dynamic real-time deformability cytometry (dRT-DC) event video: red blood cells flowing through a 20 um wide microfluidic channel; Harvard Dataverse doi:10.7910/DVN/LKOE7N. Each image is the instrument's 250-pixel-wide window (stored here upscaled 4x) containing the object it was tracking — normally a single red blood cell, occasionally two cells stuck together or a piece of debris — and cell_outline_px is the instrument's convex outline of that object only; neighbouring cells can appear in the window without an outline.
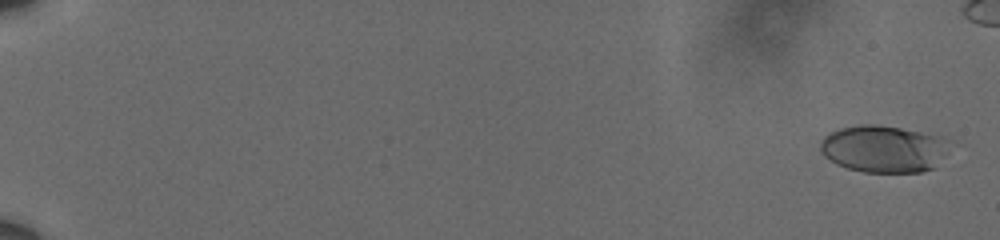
{"species": "human", "species_latin": "Homo sapiens", "temperature_condition": "cold", "stored_images_in_passage": 59, "camera_frame_rate_fps": 3000, "um_per_image_px": 0.085, "donor": {"sex": "male"}, "frame": {"image": 1, "passage_image": 3, "time_ms": 0.667, "image_size_px": [1000, 240], "cell_outline_px": [[936, 140], [932, 168], [920, 172], [864, 172], [848, 168], [836, 164], [824, 156], [820, 148], [820, 140], [824, 136], [840, 128], [860, 124], [876, 124], [900, 128], [920, 132], [936, 136]], "centroid_in_image_um": [74.77, 12.65], "position_along_channel_um": 10.2, "area_um2": 33.18}}
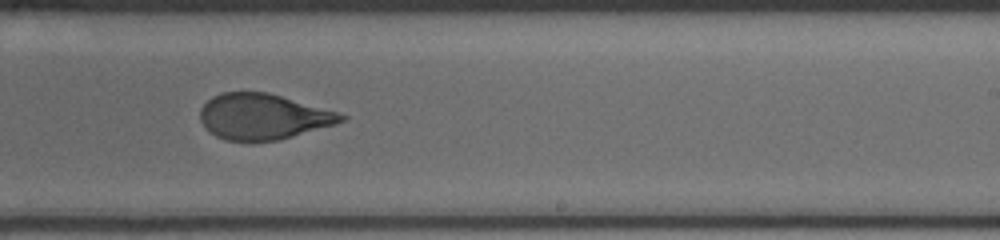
{"frame": {"image": 2, "passage_image": 42, "time_ms": 13.667, "image_size_px": [1000, 240], "cell_outline_px": [[348, 116], [344, 120], [336, 124], [292, 136], [276, 140], [224, 140], [216, 136], [200, 120], [200, 108], [212, 96], [224, 92], [268, 92], [336, 112]], "centroid_in_image_um": [22.34, 9.9], "position_along_channel_um": 266.7, "area_um2": 36.88}}
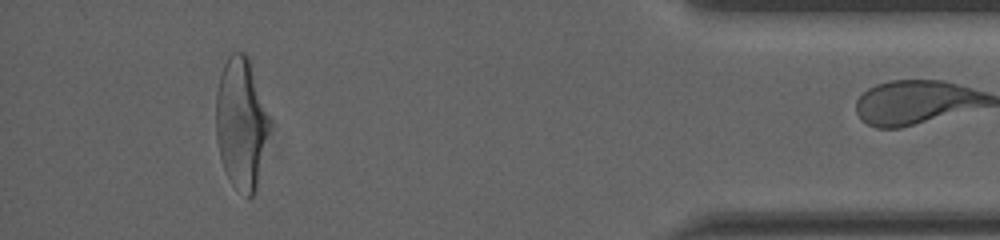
{"frame": {"image": 3, "passage_image": 58, "time_ms": 19.0, "image_size_px": [1000, 240], "cell_outline_px": [[268, 128], [256, 188], [252, 196], [248, 196], [232, 184], [224, 168], [220, 156], [216, 136], [216, 92], [220, 76], [224, 64], [228, 56], [232, 52], [244, 52], [248, 56], [268, 120]], "centroid_in_image_um": [20.44, 10.44], "position_along_channel_um": 414.8, "area_um2": 39.42}}